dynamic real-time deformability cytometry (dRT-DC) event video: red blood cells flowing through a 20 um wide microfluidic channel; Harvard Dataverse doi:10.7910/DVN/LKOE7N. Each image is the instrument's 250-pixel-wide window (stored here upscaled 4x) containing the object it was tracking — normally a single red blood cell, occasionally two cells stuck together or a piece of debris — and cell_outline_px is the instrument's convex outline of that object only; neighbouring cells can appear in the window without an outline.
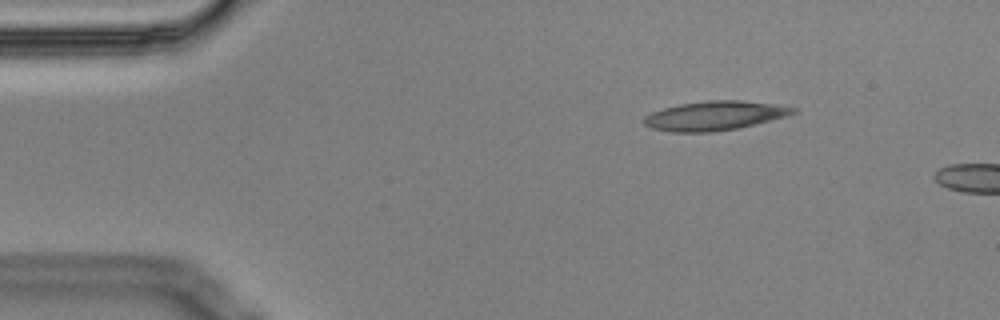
{"species": "Egyptian fruit bat (a non-hibernating species)", "species_latin": "Rousettus aegyptiacus", "temperature_condition": "cold", "stored_images_in_passage": 2, "camera_frame_rate_fps": 3000, "um_per_image_px": 0.085, "animal": {"sex": "male"}, "frame": {"image": 1, "passage_image": 1, "time_ms": 0.0, "image_size_px": [1000, 320], "cell_outline_px": [[796, 112], [784, 116], [736, 128], [712, 132], [672, 132], [652, 128], [644, 124], [644, 116], [652, 112], [664, 108], [680, 104], [708, 100], [740, 100], [776, 104], [796, 108]], "centroid_in_image_um": [60.7, 9.82], "position_along_channel_um": 24.3, "area_um2": 24.97}}